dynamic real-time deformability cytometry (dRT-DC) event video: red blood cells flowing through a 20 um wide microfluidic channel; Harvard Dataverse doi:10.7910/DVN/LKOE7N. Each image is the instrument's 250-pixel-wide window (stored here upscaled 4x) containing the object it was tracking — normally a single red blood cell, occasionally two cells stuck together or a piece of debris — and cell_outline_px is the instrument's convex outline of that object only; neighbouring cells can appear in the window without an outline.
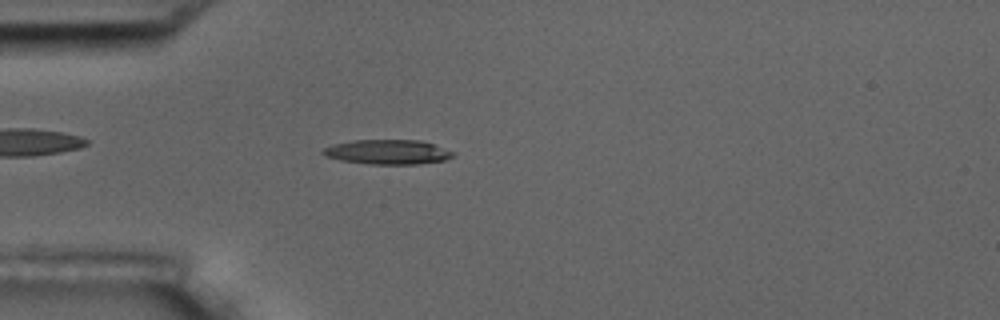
{"species": "common noctule bat (a hibernating species)", "species_latin": "Nyctalus noctula", "temperature_condition": "room temperature", "stored_images_in_passage": 4, "camera_frame_rate_fps": 3000, "um_per_image_px": 0.085, "animal": {"sex": "male", "body_mass_g": 17.5, "forearm_length_mm": 52.3}, "frame": {"image": 1, "passage_image": 4, "time_ms": 4.333, "image_size_px": [1000, 320], "cell_outline_px": [[456, 152], [452, 156], [444, 160], [416, 164], [372, 164], [340, 160], [328, 156], [320, 152], [324, 148], [332, 144], [356, 140], [420, 140]], "centroid_in_image_um": [32.95, 12.91], "position_along_channel_um": 52.1, "area_um2": 18.44}}